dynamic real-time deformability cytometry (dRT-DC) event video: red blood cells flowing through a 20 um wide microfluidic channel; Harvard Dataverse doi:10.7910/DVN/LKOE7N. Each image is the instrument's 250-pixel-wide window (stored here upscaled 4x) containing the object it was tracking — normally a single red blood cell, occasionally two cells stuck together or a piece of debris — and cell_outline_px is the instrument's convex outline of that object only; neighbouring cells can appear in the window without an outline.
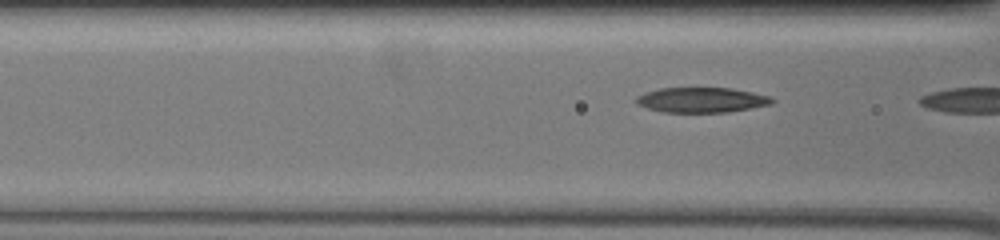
{"species": "common noctule bat (a hibernating species)", "species_latin": "Nyctalus noctula", "temperature_condition": "warm", "stored_images_in_passage": 5, "camera_frame_rate_fps": 3000, "um_per_image_px": 0.085, "animal": {"sex": "female", "body_mass_g": 19.5, "forearm_length_mm": 54.1}, "frame": {"image": 1, "passage_image": 3, "time_ms": 0.667, "image_size_px": [1000, 240], "cell_outline_px": [[776, 100], [772, 104], [728, 112], [664, 112], [648, 108], [636, 104], [636, 96], [644, 92], [660, 88], [732, 88], [772, 96]], "centroid_in_image_um": [59.65, 8.49], "position_along_channel_um": 106.9, "area_um2": 19.94}}